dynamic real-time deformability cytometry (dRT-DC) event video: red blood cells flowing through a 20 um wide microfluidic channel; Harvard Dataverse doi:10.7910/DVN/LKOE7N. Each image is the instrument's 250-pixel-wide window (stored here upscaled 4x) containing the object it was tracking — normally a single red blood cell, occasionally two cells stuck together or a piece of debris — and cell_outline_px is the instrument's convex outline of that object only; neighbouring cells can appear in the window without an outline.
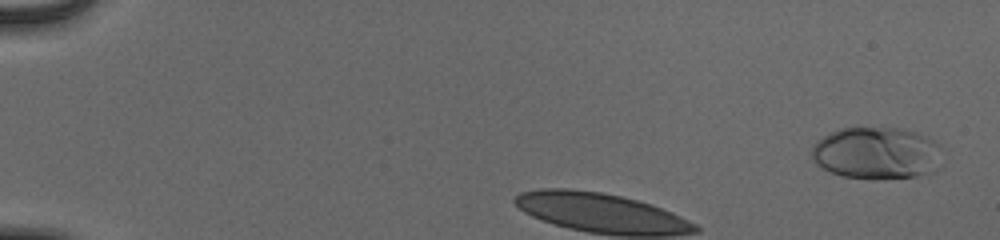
{"species": "human", "species_latin": "Homo sapiens", "temperature_condition": "cold", "stored_images_in_passage": 47, "camera_frame_rate_fps": 3000, "um_per_image_px": 0.085, "donor": {"sex": "male"}, "frame": {"image": 1, "passage_image": 3, "time_ms": 0.667, "image_size_px": [1000, 240], "cell_outline_px": [[936, 144], [932, 172], [916, 176], [840, 176], [816, 164], [812, 160], [812, 148], [816, 140], [840, 128], [900, 128], [916, 132], [928, 136]], "centroid_in_image_um": [74.38, 12.96], "position_along_channel_um": 10.6, "area_um2": 37.86}}
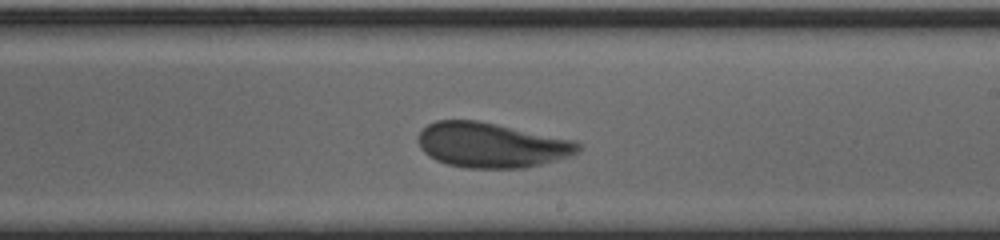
{"frame": {"image": 2, "passage_image": 26, "time_ms": 8.333, "image_size_px": [1000, 240], "cell_outline_px": [[580, 148], [572, 156], [524, 168], [468, 168], [448, 164], [436, 160], [428, 156], [420, 148], [416, 140], [416, 136], [428, 124], [436, 120], [480, 120], [576, 140], [580, 144]], "centroid_in_image_um": [41.76, 12.32], "position_along_channel_um": 247.2, "area_um2": 42.31}}
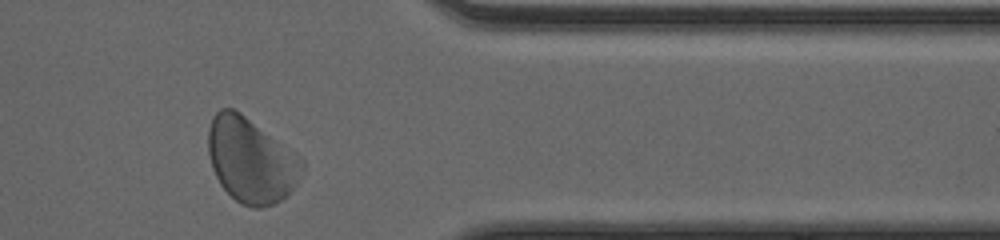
{"frame": {"image": 3, "passage_image": 38, "time_ms": 12.333, "image_size_px": [1000, 240], "cell_outline_px": [[304, 168], [296, 184], [280, 200], [272, 204], [260, 208], [252, 208], [240, 204], [220, 184], [212, 168], [208, 152], [208, 128], [212, 116], [220, 108], [232, 108], [240, 112], [300, 156], [304, 160]], "centroid_in_image_um": [21.31, 13.61], "position_along_channel_um": 390.1, "area_um2": 46.24}, "authors_computed_cell_mechanics": {"area_um2": 41.7894, "velocity_mm_per_s": 3.8015, "shape_relaxation_time_tau1_ms": 3.1437, "shape_relaxation_time_tau2_ms": 1.731, "deformation_change_tau1": 0.1235, "deformation_change_tau2": 0.0782}}